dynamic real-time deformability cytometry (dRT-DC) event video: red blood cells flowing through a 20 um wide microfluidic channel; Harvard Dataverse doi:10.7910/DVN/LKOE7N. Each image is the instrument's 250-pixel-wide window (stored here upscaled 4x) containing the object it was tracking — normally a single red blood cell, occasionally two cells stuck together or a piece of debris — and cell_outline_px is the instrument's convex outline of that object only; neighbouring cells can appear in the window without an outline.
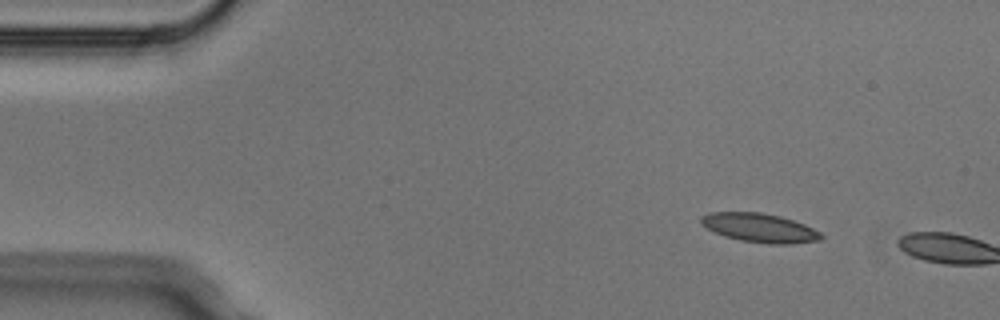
{"species": "Egyptian fruit bat (a non-hibernating species)", "species_latin": "Rousettus aegyptiacus", "temperature_condition": "cold", "stored_images_in_passage": 2, "camera_frame_rate_fps": 3000, "um_per_image_px": 0.085, "animal": {"sex": "male"}, "frame": {"image": 1, "passage_image": 1, "time_ms": 0.0, "image_size_px": [1000, 320], "cell_outline_px": [[824, 236], [820, 240], [792, 244], [772, 244], [740, 240], [724, 236], [708, 228], [700, 220], [700, 216], [708, 212], [760, 212], [780, 216], [804, 224], [820, 232]], "centroid_in_image_um": [64.59, 19.36], "position_along_channel_um": 20.4, "area_um2": 20.11}}